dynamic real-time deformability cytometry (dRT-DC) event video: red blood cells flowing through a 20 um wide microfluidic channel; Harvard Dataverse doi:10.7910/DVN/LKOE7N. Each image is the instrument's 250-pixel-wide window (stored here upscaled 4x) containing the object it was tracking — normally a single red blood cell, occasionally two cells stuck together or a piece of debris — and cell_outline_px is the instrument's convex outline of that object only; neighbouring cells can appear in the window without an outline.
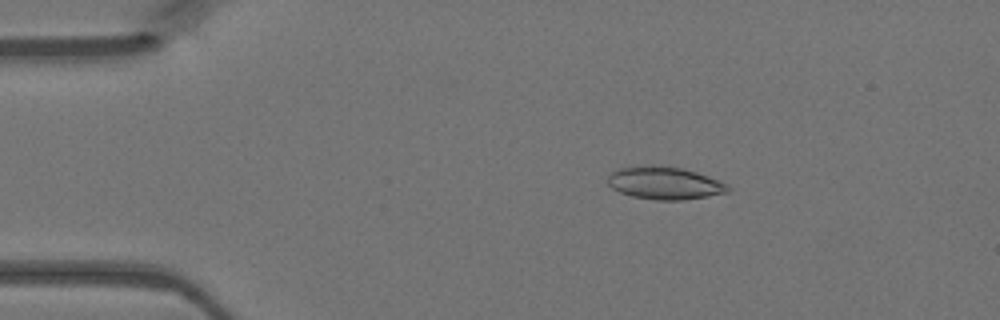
{"species": "Egyptian fruit bat (a non-hibernating species)", "species_latin": "Rousettus aegyptiacus", "temperature_condition": "warm", "stored_images_in_passage": 46, "camera_frame_rate_fps": 3000, "um_per_image_px": 0.085, "animal": {"sex": "female"}, "frame": {"image": 1, "passage_image": 7, "time_ms": 2.0, "image_size_px": [1000, 320], "cell_outline_px": [[732, 188], [728, 192], [708, 196], [684, 200], [656, 200], [632, 196], [620, 192], [612, 188], [608, 184], [608, 176], [612, 172], [620, 168], [652, 164], [684, 168], [708, 176], [728, 184]], "centroid_in_image_um": [56.51, 15.55], "position_along_channel_um": 28.5, "area_um2": 23.0}}
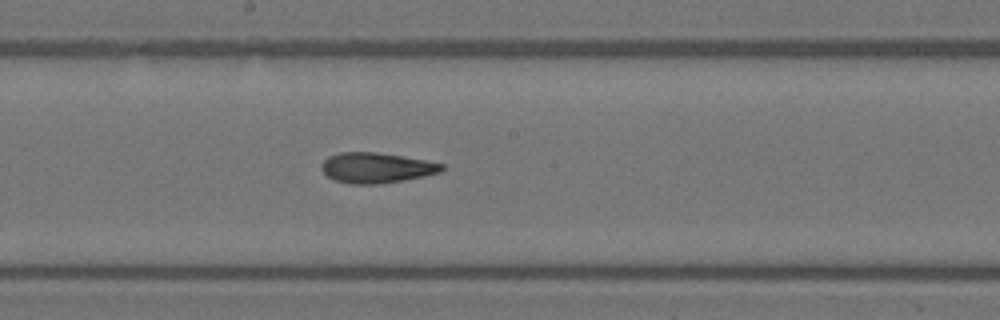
{"frame": {"image": 2, "passage_image": 24, "time_ms": 7.667, "image_size_px": [1000, 320], "cell_outline_px": [[444, 168], [440, 172], [404, 180], [376, 184], [352, 184], [336, 180], [328, 176], [320, 168], [320, 164], [328, 156], [340, 152], [376, 152], [404, 156], [444, 164]], "centroid_in_image_um": [31.97, 14.25], "position_along_channel_um": 216.2, "area_um2": 21.15}}
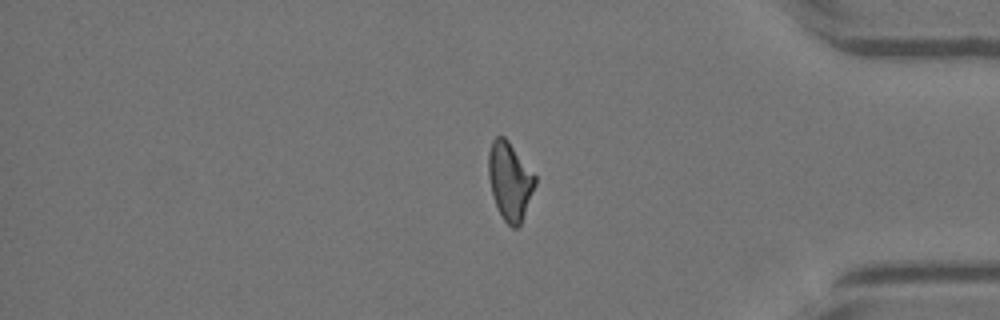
{"frame": {"image": 3, "passage_image": 38, "time_ms": 12.333, "image_size_px": [1000, 320], "cell_outline_px": [[536, 184], [520, 224], [516, 228], [512, 228], [504, 220], [496, 204], [492, 192], [488, 176], [488, 152], [492, 140], [496, 136], [504, 136], [508, 140], [536, 176]], "centroid_in_image_um": [43.33, 15.35], "position_along_channel_um": 391.9, "area_um2": 20.92}}